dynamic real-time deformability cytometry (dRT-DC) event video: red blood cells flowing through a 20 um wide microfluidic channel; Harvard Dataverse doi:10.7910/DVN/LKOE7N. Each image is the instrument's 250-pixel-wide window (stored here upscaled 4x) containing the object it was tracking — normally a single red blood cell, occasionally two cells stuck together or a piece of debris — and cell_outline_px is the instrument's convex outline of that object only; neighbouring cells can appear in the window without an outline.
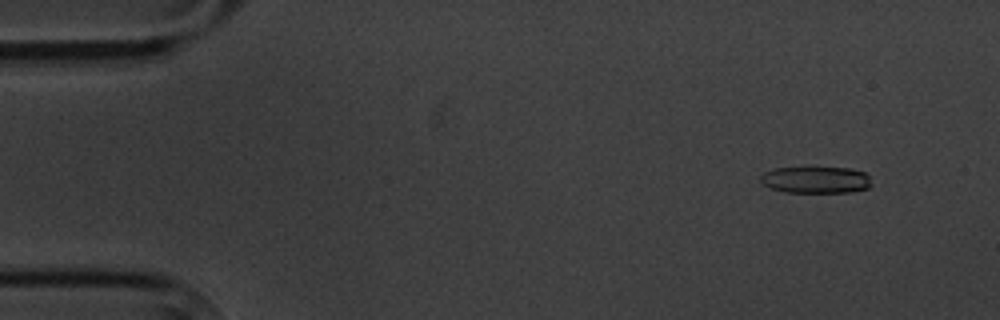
{"species": "common noctule bat (a hibernating species)", "species_latin": "Nyctalus noctula", "temperature_condition": "cold", "stored_images_in_passage": 6, "camera_frame_rate_fps": 3000, "um_per_image_px": 0.085, "animal": {"sex": "male", "body_mass_g": 20.1, "forearm_length_mm": 53.5}, "frame": {"image": 1, "passage_image": 2, "time_ms": 1.333, "image_size_px": [1000, 320], "cell_outline_px": [[872, 184], [868, 188], [852, 192], [784, 192], [772, 188], [764, 184], [760, 180], [760, 176], [764, 172], [776, 168], [804, 164], [848, 168], [864, 172], [868, 176]], "centroid_in_image_um": [69.33, 15.23], "position_along_channel_um": 15.7, "area_um2": 18.15}}